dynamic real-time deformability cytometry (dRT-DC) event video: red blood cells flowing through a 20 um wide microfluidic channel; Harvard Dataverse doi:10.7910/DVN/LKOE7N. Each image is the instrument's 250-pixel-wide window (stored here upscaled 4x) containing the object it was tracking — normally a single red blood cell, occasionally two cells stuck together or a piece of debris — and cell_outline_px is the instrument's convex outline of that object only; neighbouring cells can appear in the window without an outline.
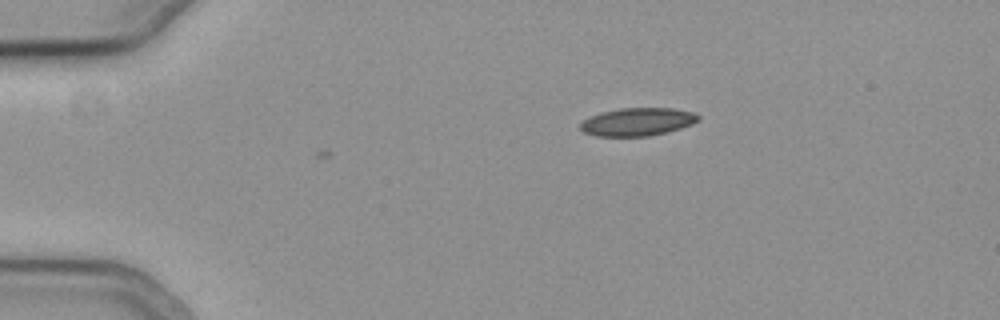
{"species": "common noctule bat (a hibernating species)", "species_latin": "Nyctalus noctula", "temperature_condition": "cold", "stored_images_in_passage": 2, "camera_frame_rate_fps": 3000, "um_per_image_px": 0.085, "animal": {"sex": "female", "body_mass_g": 19.3, "forearm_length_mm": 54.1}, "frame": {"image": 1, "passage_image": 2, "time_ms": 0.333, "image_size_px": [1000, 320], "cell_outline_px": [[700, 120], [692, 124], [668, 132], [648, 136], [596, 136], [584, 132], [580, 128], [580, 124], [584, 120], [592, 116], [604, 112], [620, 108], [672, 108], [692, 112], [700, 116]], "centroid_in_image_um": [54.22, 10.36], "position_along_channel_um": 30.8, "area_um2": 19.07}}